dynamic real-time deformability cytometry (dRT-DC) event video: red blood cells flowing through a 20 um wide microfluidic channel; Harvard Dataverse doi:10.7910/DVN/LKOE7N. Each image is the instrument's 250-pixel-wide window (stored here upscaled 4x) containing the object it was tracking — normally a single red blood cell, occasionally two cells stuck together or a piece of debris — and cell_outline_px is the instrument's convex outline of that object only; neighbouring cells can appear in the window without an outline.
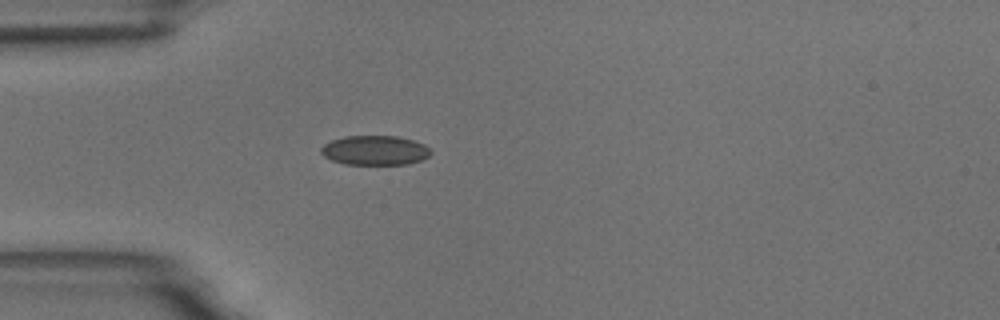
{"species": "common noctule bat (a hibernating species)", "species_latin": "Nyctalus noctula", "temperature_condition": "room temperature", "stored_images_in_passage": 4, "camera_frame_rate_fps": 3000, "um_per_image_px": 0.085, "animal": {"sex": "male", "body_mass_g": 18.8}, "frame": {"image": 1, "passage_image": 4, "time_ms": 3.333, "image_size_px": [1000, 320], "cell_outline_px": [[432, 152], [424, 160], [408, 164], [344, 164], [332, 160], [324, 156], [320, 152], [320, 148], [324, 144], [332, 140], [344, 136], [396, 136], [412, 140], [424, 144]], "centroid_in_image_um": [31.87, 12.78], "position_along_channel_um": 53.1, "area_um2": 18.9}}